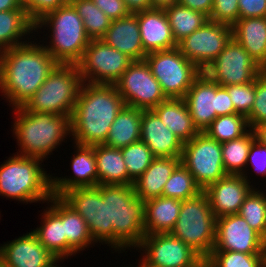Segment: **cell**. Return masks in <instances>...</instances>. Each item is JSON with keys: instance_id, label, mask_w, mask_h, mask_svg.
I'll return each instance as SVG.
<instances>
[{"instance_id": "2e32d148", "label": "cell", "mask_w": 266, "mask_h": 267, "mask_svg": "<svg viewBox=\"0 0 266 267\" xmlns=\"http://www.w3.org/2000/svg\"><path fill=\"white\" fill-rule=\"evenodd\" d=\"M61 198L84 218L95 243L113 248V226H107L106 200L102 198L101 185L75 188Z\"/></svg>"}, {"instance_id": "f546056e", "label": "cell", "mask_w": 266, "mask_h": 267, "mask_svg": "<svg viewBox=\"0 0 266 267\" xmlns=\"http://www.w3.org/2000/svg\"><path fill=\"white\" fill-rule=\"evenodd\" d=\"M232 37L260 65L266 56V17L238 19Z\"/></svg>"}, {"instance_id": "b9f144b4", "label": "cell", "mask_w": 266, "mask_h": 267, "mask_svg": "<svg viewBox=\"0 0 266 267\" xmlns=\"http://www.w3.org/2000/svg\"><path fill=\"white\" fill-rule=\"evenodd\" d=\"M230 95L235 112L247 117L255 101V80L242 84L224 87Z\"/></svg>"}, {"instance_id": "1f68e13d", "label": "cell", "mask_w": 266, "mask_h": 267, "mask_svg": "<svg viewBox=\"0 0 266 267\" xmlns=\"http://www.w3.org/2000/svg\"><path fill=\"white\" fill-rule=\"evenodd\" d=\"M142 110L125 105L112 123L103 145L122 148L140 140Z\"/></svg>"}, {"instance_id": "277c9868", "label": "cell", "mask_w": 266, "mask_h": 267, "mask_svg": "<svg viewBox=\"0 0 266 267\" xmlns=\"http://www.w3.org/2000/svg\"><path fill=\"white\" fill-rule=\"evenodd\" d=\"M101 195L106 200L107 226H113V251L135 249L145 233L144 201L136 196L134 185H101Z\"/></svg>"}, {"instance_id": "7a4b0ae2", "label": "cell", "mask_w": 266, "mask_h": 267, "mask_svg": "<svg viewBox=\"0 0 266 267\" xmlns=\"http://www.w3.org/2000/svg\"><path fill=\"white\" fill-rule=\"evenodd\" d=\"M125 105L114 84L84 82L70 118V140L79 145L103 144Z\"/></svg>"}, {"instance_id": "f907efd6", "label": "cell", "mask_w": 266, "mask_h": 267, "mask_svg": "<svg viewBox=\"0 0 266 267\" xmlns=\"http://www.w3.org/2000/svg\"><path fill=\"white\" fill-rule=\"evenodd\" d=\"M130 13L151 9L150 0H123Z\"/></svg>"}, {"instance_id": "d6a6232c", "label": "cell", "mask_w": 266, "mask_h": 267, "mask_svg": "<svg viewBox=\"0 0 266 267\" xmlns=\"http://www.w3.org/2000/svg\"><path fill=\"white\" fill-rule=\"evenodd\" d=\"M63 230L67 240V259L94 246L84 218L63 200ZM91 245V246H90Z\"/></svg>"}, {"instance_id": "4fadbf2b", "label": "cell", "mask_w": 266, "mask_h": 267, "mask_svg": "<svg viewBox=\"0 0 266 267\" xmlns=\"http://www.w3.org/2000/svg\"><path fill=\"white\" fill-rule=\"evenodd\" d=\"M135 249L143 254H140L142 258L139 266L197 267L203 261L195 251L171 233L145 235Z\"/></svg>"}, {"instance_id": "f5cc1de1", "label": "cell", "mask_w": 266, "mask_h": 267, "mask_svg": "<svg viewBox=\"0 0 266 267\" xmlns=\"http://www.w3.org/2000/svg\"><path fill=\"white\" fill-rule=\"evenodd\" d=\"M151 8L156 9H165L166 7L171 6L173 3H176L177 0H150Z\"/></svg>"}, {"instance_id": "d590c367", "label": "cell", "mask_w": 266, "mask_h": 267, "mask_svg": "<svg viewBox=\"0 0 266 267\" xmlns=\"http://www.w3.org/2000/svg\"><path fill=\"white\" fill-rule=\"evenodd\" d=\"M250 129L247 117L236 113L218 116L206 128L204 133L217 142L223 143L240 138Z\"/></svg>"}, {"instance_id": "3957f363", "label": "cell", "mask_w": 266, "mask_h": 267, "mask_svg": "<svg viewBox=\"0 0 266 267\" xmlns=\"http://www.w3.org/2000/svg\"><path fill=\"white\" fill-rule=\"evenodd\" d=\"M12 110L15 120L11 128L20 148L17 154L44 161L71 137L70 116L27 111L23 106Z\"/></svg>"}, {"instance_id": "7bdbcfd3", "label": "cell", "mask_w": 266, "mask_h": 267, "mask_svg": "<svg viewBox=\"0 0 266 267\" xmlns=\"http://www.w3.org/2000/svg\"><path fill=\"white\" fill-rule=\"evenodd\" d=\"M247 121L253 130L266 124V75L262 73L255 79V101Z\"/></svg>"}, {"instance_id": "6da1fadb", "label": "cell", "mask_w": 266, "mask_h": 267, "mask_svg": "<svg viewBox=\"0 0 266 267\" xmlns=\"http://www.w3.org/2000/svg\"><path fill=\"white\" fill-rule=\"evenodd\" d=\"M36 40L0 52V92L12 108L24 106L58 65Z\"/></svg>"}, {"instance_id": "ee69618b", "label": "cell", "mask_w": 266, "mask_h": 267, "mask_svg": "<svg viewBox=\"0 0 266 267\" xmlns=\"http://www.w3.org/2000/svg\"><path fill=\"white\" fill-rule=\"evenodd\" d=\"M238 0H214L208 19L233 26L239 19Z\"/></svg>"}, {"instance_id": "9c48e42d", "label": "cell", "mask_w": 266, "mask_h": 267, "mask_svg": "<svg viewBox=\"0 0 266 267\" xmlns=\"http://www.w3.org/2000/svg\"><path fill=\"white\" fill-rule=\"evenodd\" d=\"M144 60L167 98L183 99L202 73L178 47L148 53Z\"/></svg>"}, {"instance_id": "9f6ffc18", "label": "cell", "mask_w": 266, "mask_h": 267, "mask_svg": "<svg viewBox=\"0 0 266 267\" xmlns=\"http://www.w3.org/2000/svg\"><path fill=\"white\" fill-rule=\"evenodd\" d=\"M59 262H64V259H57L55 260L50 266H47V267H63V266H60ZM58 263V264H57Z\"/></svg>"}, {"instance_id": "bcb514c9", "label": "cell", "mask_w": 266, "mask_h": 267, "mask_svg": "<svg viewBox=\"0 0 266 267\" xmlns=\"http://www.w3.org/2000/svg\"><path fill=\"white\" fill-rule=\"evenodd\" d=\"M251 164V165H250ZM253 168L258 175H262V177H266V145H263L259 140L255 139L250 146L247 164H246V170L243 174L244 178L247 182L251 184L253 183V180L250 181L251 178H249V169L247 168ZM249 178V179H248ZM266 183V179L265 182Z\"/></svg>"}, {"instance_id": "db71d44e", "label": "cell", "mask_w": 266, "mask_h": 267, "mask_svg": "<svg viewBox=\"0 0 266 267\" xmlns=\"http://www.w3.org/2000/svg\"><path fill=\"white\" fill-rule=\"evenodd\" d=\"M254 132L256 134V139L263 145H266V124L256 127Z\"/></svg>"}, {"instance_id": "4dcf8cb0", "label": "cell", "mask_w": 266, "mask_h": 267, "mask_svg": "<svg viewBox=\"0 0 266 267\" xmlns=\"http://www.w3.org/2000/svg\"><path fill=\"white\" fill-rule=\"evenodd\" d=\"M35 34V24L25 10L0 12V52L30 42L27 40L34 38Z\"/></svg>"}, {"instance_id": "816d5d0a", "label": "cell", "mask_w": 266, "mask_h": 267, "mask_svg": "<svg viewBox=\"0 0 266 267\" xmlns=\"http://www.w3.org/2000/svg\"><path fill=\"white\" fill-rule=\"evenodd\" d=\"M9 10H25L23 0H0V12Z\"/></svg>"}, {"instance_id": "ffe728a7", "label": "cell", "mask_w": 266, "mask_h": 267, "mask_svg": "<svg viewBox=\"0 0 266 267\" xmlns=\"http://www.w3.org/2000/svg\"><path fill=\"white\" fill-rule=\"evenodd\" d=\"M57 259L32 231L0 246V260L8 267H47Z\"/></svg>"}, {"instance_id": "60d3db41", "label": "cell", "mask_w": 266, "mask_h": 267, "mask_svg": "<svg viewBox=\"0 0 266 267\" xmlns=\"http://www.w3.org/2000/svg\"><path fill=\"white\" fill-rule=\"evenodd\" d=\"M205 261L211 267H266V254L212 251Z\"/></svg>"}, {"instance_id": "5bb4252c", "label": "cell", "mask_w": 266, "mask_h": 267, "mask_svg": "<svg viewBox=\"0 0 266 267\" xmlns=\"http://www.w3.org/2000/svg\"><path fill=\"white\" fill-rule=\"evenodd\" d=\"M114 86L127 106L141 110H152L168 99L145 60L133 61Z\"/></svg>"}, {"instance_id": "ac0fdd59", "label": "cell", "mask_w": 266, "mask_h": 267, "mask_svg": "<svg viewBox=\"0 0 266 267\" xmlns=\"http://www.w3.org/2000/svg\"><path fill=\"white\" fill-rule=\"evenodd\" d=\"M212 251L266 254V240L238 213L217 218Z\"/></svg>"}, {"instance_id": "e575fe53", "label": "cell", "mask_w": 266, "mask_h": 267, "mask_svg": "<svg viewBox=\"0 0 266 267\" xmlns=\"http://www.w3.org/2000/svg\"><path fill=\"white\" fill-rule=\"evenodd\" d=\"M256 139L253 129H250L240 138L221 143L224 170L227 174L243 175L250 146Z\"/></svg>"}, {"instance_id": "7dc6e473", "label": "cell", "mask_w": 266, "mask_h": 267, "mask_svg": "<svg viewBox=\"0 0 266 267\" xmlns=\"http://www.w3.org/2000/svg\"><path fill=\"white\" fill-rule=\"evenodd\" d=\"M99 10L111 20H117L130 14L123 0H91Z\"/></svg>"}, {"instance_id": "836d02e7", "label": "cell", "mask_w": 266, "mask_h": 267, "mask_svg": "<svg viewBox=\"0 0 266 267\" xmlns=\"http://www.w3.org/2000/svg\"><path fill=\"white\" fill-rule=\"evenodd\" d=\"M164 10L177 44L209 20L203 12L192 10L177 2Z\"/></svg>"}, {"instance_id": "484cf974", "label": "cell", "mask_w": 266, "mask_h": 267, "mask_svg": "<svg viewBox=\"0 0 266 267\" xmlns=\"http://www.w3.org/2000/svg\"><path fill=\"white\" fill-rule=\"evenodd\" d=\"M180 163L179 157H155L144 173L134 181L136 196L143 201L161 197L164 185Z\"/></svg>"}, {"instance_id": "ba28073f", "label": "cell", "mask_w": 266, "mask_h": 267, "mask_svg": "<svg viewBox=\"0 0 266 267\" xmlns=\"http://www.w3.org/2000/svg\"><path fill=\"white\" fill-rule=\"evenodd\" d=\"M216 222L208 196L202 191L182 201L178 220L170 233L206 260L215 244Z\"/></svg>"}, {"instance_id": "cb8c5ba5", "label": "cell", "mask_w": 266, "mask_h": 267, "mask_svg": "<svg viewBox=\"0 0 266 267\" xmlns=\"http://www.w3.org/2000/svg\"><path fill=\"white\" fill-rule=\"evenodd\" d=\"M140 140L155 157H182L183 143L153 110H142Z\"/></svg>"}, {"instance_id": "8992f818", "label": "cell", "mask_w": 266, "mask_h": 267, "mask_svg": "<svg viewBox=\"0 0 266 267\" xmlns=\"http://www.w3.org/2000/svg\"><path fill=\"white\" fill-rule=\"evenodd\" d=\"M42 163L35 157L16 153L10 156L0 165V196L23 204L46 203L52 196V175Z\"/></svg>"}, {"instance_id": "d4e9b609", "label": "cell", "mask_w": 266, "mask_h": 267, "mask_svg": "<svg viewBox=\"0 0 266 267\" xmlns=\"http://www.w3.org/2000/svg\"><path fill=\"white\" fill-rule=\"evenodd\" d=\"M101 40L112 48L126 54L133 61L144 60L147 55L142 46L139 24L135 13L112 20Z\"/></svg>"}, {"instance_id": "74e56055", "label": "cell", "mask_w": 266, "mask_h": 267, "mask_svg": "<svg viewBox=\"0 0 266 267\" xmlns=\"http://www.w3.org/2000/svg\"><path fill=\"white\" fill-rule=\"evenodd\" d=\"M258 189L251 190L238 214L266 240V190Z\"/></svg>"}, {"instance_id": "9a60e30c", "label": "cell", "mask_w": 266, "mask_h": 267, "mask_svg": "<svg viewBox=\"0 0 266 267\" xmlns=\"http://www.w3.org/2000/svg\"><path fill=\"white\" fill-rule=\"evenodd\" d=\"M203 73L223 87L249 83L261 74L259 64L233 37Z\"/></svg>"}, {"instance_id": "8d00e7d4", "label": "cell", "mask_w": 266, "mask_h": 267, "mask_svg": "<svg viewBox=\"0 0 266 267\" xmlns=\"http://www.w3.org/2000/svg\"><path fill=\"white\" fill-rule=\"evenodd\" d=\"M82 18L85 31L91 40H99L107 32L111 19L91 0H69Z\"/></svg>"}, {"instance_id": "ab89813d", "label": "cell", "mask_w": 266, "mask_h": 267, "mask_svg": "<svg viewBox=\"0 0 266 267\" xmlns=\"http://www.w3.org/2000/svg\"><path fill=\"white\" fill-rule=\"evenodd\" d=\"M126 165L128 176L135 181L150 166L155 156L148 146L139 140L128 146L120 148Z\"/></svg>"}, {"instance_id": "7402d4cb", "label": "cell", "mask_w": 266, "mask_h": 267, "mask_svg": "<svg viewBox=\"0 0 266 267\" xmlns=\"http://www.w3.org/2000/svg\"><path fill=\"white\" fill-rule=\"evenodd\" d=\"M41 213L40 226L32 232L40 243L58 259H67V240L63 230V199L52 195Z\"/></svg>"}, {"instance_id": "f6af8a7d", "label": "cell", "mask_w": 266, "mask_h": 267, "mask_svg": "<svg viewBox=\"0 0 266 267\" xmlns=\"http://www.w3.org/2000/svg\"><path fill=\"white\" fill-rule=\"evenodd\" d=\"M69 0H23V7L29 19L36 24L46 14L66 5Z\"/></svg>"}, {"instance_id": "4316f807", "label": "cell", "mask_w": 266, "mask_h": 267, "mask_svg": "<svg viewBox=\"0 0 266 267\" xmlns=\"http://www.w3.org/2000/svg\"><path fill=\"white\" fill-rule=\"evenodd\" d=\"M181 200L170 197H156L144 201V233H170L178 220Z\"/></svg>"}, {"instance_id": "e0dca14e", "label": "cell", "mask_w": 266, "mask_h": 267, "mask_svg": "<svg viewBox=\"0 0 266 267\" xmlns=\"http://www.w3.org/2000/svg\"><path fill=\"white\" fill-rule=\"evenodd\" d=\"M232 38V26L208 20L202 27L181 40L177 47L202 72Z\"/></svg>"}, {"instance_id": "f35d334b", "label": "cell", "mask_w": 266, "mask_h": 267, "mask_svg": "<svg viewBox=\"0 0 266 267\" xmlns=\"http://www.w3.org/2000/svg\"><path fill=\"white\" fill-rule=\"evenodd\" d=\"M200 192L202 190L195 183L193 175L180 163L164 185L162 196L183 201L197 196Z\"/></svg>"}, {"instance_id": "5b68a950", "label": "cell", "mask_w": 266, "mask_h": 267, "mask_svg": "<svg viewBox=\"0 0 266 267\" xmlns=\"http://www.w3.org/2000/svg\"><path fill=\"white\" fill-rule=\"evenodd\" d=\"M39 29L49 30L50 34L46 32L40 42L58 64H77L91 41L82 18L70 2L39 20L35 24L37 34ZM45 39L47 40L44 41Z\"/></svg>"}, {"instance_id": "f1b7e54d", "label": "cell", "mask_w": 266, "mask_h": 267, "mask_svg": "<svg viewBox=\"0 0 266 267\" xmlns=\"http://www.w3.org/2000/svg\"><path fill=\"white\" fill-rule=\"evenodd\" d=\"M94 155L98 173V185H133L128 176L120 148H111L103 144L94 145Z\"/></svg>"}, {"instance_id": "d6986e66", "label": "cell", "mask_w": 266, "mask_h": 267, "mask_svg": "<svg viewBox=\"0 0 266 267\" xmlns=\"http://www.w3.org/2000/svg\"><path fill=\"white\" fill-rule=\"evenodd\" d=\"M243 175L227 174L210 184L207 194L212 213L216 218L237 214L247 195L254 188Z\"/></svg>"}, {"instance_id": "8fae6325", "label": "cell", "mask_w": 266, "mask_h": 267, "mask_svg": "<svg viewBox=\"0 0 266 267\" xmlns=\"http://www.w3.org/2000/svg\"><path fill=\"white\" fill-rule=\"evenodd\" d=\"M181 163L193 175L195 183L204 191L227 173L224 170L221 143L199 132L183 144Z\"/></svg>"}, {"instance_id": "52a82bcc", "label": "cell", "mask_w": 266, "mask_h": 267, "mask_svg": "<svg viewBox=\"0 0 266 267\" xmlns=\"http://www.w3.org/2000/svg\"><path fill=\"white\" fill-rule=\"evenodd\" d=\"M83 83L77 64H58L23 107L71 117Z\"/></svg>"}, {"instance_id": "7c38bea8", "label": "cell", "mask_w": 266, "mask_h": 267, "mask_svg": "<svg viewBox=\"0 0 266 267\" xmlns=\"http://www.w3.org/2000/svg\"><path fill=\"white\" fill-rule=\"evenodd\" d=\"M132 62L126 54L99 39L90 41L77 67L83 82L115 84Z\"/></svg>"}, {"instance_id": "11a10c76", "label": "cell", "mask_w": 266, "mask_h": 267, "mask_svg": "<svg viewBox=\"0 0 266 267\" xmlns=\"http://www.w3.org/2000/svg\"><path fill=\"white\" fill-rule=\"evenodd\" d=\"M260 72L264 75H266V56L264 61L259 65Z\"/></svg>"}, {"instance_id": "681fc988", "label": "cell", "mask_w": 266, "mask_h": 267, "mask_svg": "<svg viewBox=\"0 0 266 267\" xmlns=\"http://www.w3.org/2000/svg\"><path fill=\"white\" fill-rule=\"evenodd\" d=\"M177 3L192 10L203 12L209 17L213 8L214 0H177Z\"/></svg>"}, {"instance_id": "83f0119b", "label": "cell", "mask_w": 266, "mask_h": 267, "mask_svg": "<svg viewBox=\"0 0 266 267\" xmlns=\"http://www.w3.org/2000/svg\"><path fill=\"white\" fill-rule=\"evenodd\" d=\"M152 110L183 144L199 133L184 99L168 98Z\"/></svg>"}, {"instance_id": "c3c4849f", "label": "cell", "mask_w": 266, "mask_h": 267, "mask_svg": "<svg viewBox=\"0 0 266 267\" xmlns=\"http://www.w3.org/2000/svg\"><path fill=\"white\" fill-rule=\"evenodd\" d=\"M239 19L266 17V0H238Z\"/></svg>"}, {"instance_id": "603a6c76", "label": "cell", "mask_w": 266, "mask_h": 267, "mask_svg": "<svg viewBox=\"0 0 266 267\" xmlns=\"http://www.w3.org/2000/svg\"><path fill=\"white\" fill-rule=\"evenodd\" d=\"M135 14L146 54L177 47L164 9L151 8Z\"/></svg>"}, {"instance_id": "6f0895ef", "label": "cell", "mask_w": 266, "mask_h": 267, "mask_svg": "<svg viewBox=\"0 0 266 267\" xmlns=\"http://www.w3.org/2000/svg\"><path fill=\"white\" fill-rule=\"evenodd\" d=\"M197 267H211L205 260H203Z\"/></svg>"}, {"instance_id": "30bf717a", "label": "cell", "mask_w": 266, "mask_h": 267, "mask_svg": "<svg viewBox=\"0 0 266 267\" xmlns=\"http://www.w3.org/2000/svg\"><path fill=\"white\" fill-rule=\"evenodd\" d=\"M183 99L199 132H204L218 116L236 114L228 91L203 72Z\"/></svg>"}, {"instance_id": "44dd1931", "label": "cell", "mask_w": 266, "mask_h": 267, "mask_svg": "<svg viewBox=\"0 0 266 267\" xmlns=\"http://www.w3.org/2000/svg\"><path fill=\"white\" fill-rule=\"evenodd\" d=\"M73 144L75 145L74 149H76L70 161L73 175L59 178L51 176L52 195L61 197L65 192L75 188L98 186L94 145Z\"/></svg>"}, {"instance_id": "680465c9", "label": "cell", "mask_w": 266, "mask_h": 267, "mask_svg": "<svg viewBox=\"0 0 266 267\" xmlns=\"http://www.w3.org/2000/svg\"><path fill=\"white\" fill-rule=\"evenodd\" d=\"M0 267H8V266L5 265V264L0 260Z\"/></svg>"}]
</instances>
